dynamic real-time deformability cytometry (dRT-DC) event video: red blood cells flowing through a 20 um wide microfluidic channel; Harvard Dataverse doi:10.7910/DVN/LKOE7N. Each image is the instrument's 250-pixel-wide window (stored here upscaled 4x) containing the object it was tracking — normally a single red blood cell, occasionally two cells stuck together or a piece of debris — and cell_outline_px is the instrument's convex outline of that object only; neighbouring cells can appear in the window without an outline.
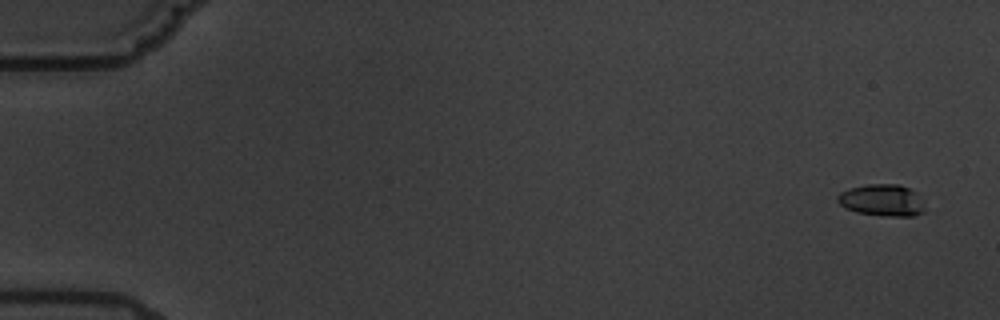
{"species": "common noctule bat (a hibernating species)", "species_latin": "Nyctalus noctula", "temperature_condition": "warm", "stored_images_in_passage": 6, "camera_frame_rate_fps": 3000, "um_per_image_px": 0.085, "animal": {"sex": "male", "body_mass_g": 19.5, "forearm_length_mm": 54.6}, "frame": {"image": 1, "passage_image": 1, "time_ms": 0.0, "image_size_px": [1000, 320], "cell_outline_px": [[924, 212], [912, 216], [888, 216], [856, 212], [844, 208], [836, 200], [836, 196], [840, 192], [848, 188], [868, 184], [900, 184], [916, 192], [924, 200]], "centroid_in_image_um": [74.97, 17.01], "position_along_channel_um": 10.0, "area_um2": 16.42}}